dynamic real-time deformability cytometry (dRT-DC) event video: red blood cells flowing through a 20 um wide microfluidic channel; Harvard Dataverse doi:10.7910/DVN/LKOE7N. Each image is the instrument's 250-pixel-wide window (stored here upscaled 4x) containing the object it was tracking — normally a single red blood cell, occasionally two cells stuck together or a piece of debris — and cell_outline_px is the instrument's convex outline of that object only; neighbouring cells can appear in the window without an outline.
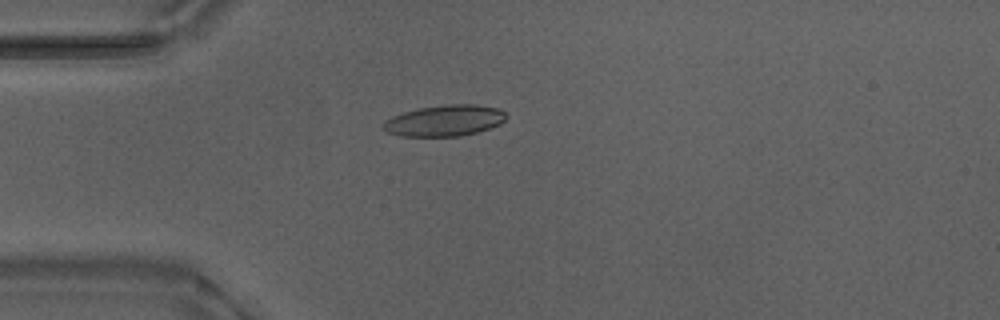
{"species": "Egyptian fruit bat (a non-hibernating species)", "species_latin": "Rousettus aegyptiacus", "temperature_condition": "warm", "stored_images_in_passage": 52, "camera_frame_rate_fps": 3000, "um_per_image_px": 0.085, "animal": {"sex": "male"}, "frame": {"image": 1, "passage_image": 13, "time_ms": 4.0, "image_size_px": [1000, 320], "cell_outline_px": [[508, 116], [500, 124], [476, 132], [460, 136], [400, 136], [388, 132], [380, 128], [384, 120], [392, 116], [404, 112], [420, 108], [448, 104], [476, 104], [496, 108], [504, 112]], "centroid_in_image_um": [37.76, 10.25], "position_along_channel_um": 47.2, "area_um2": 22.25}}
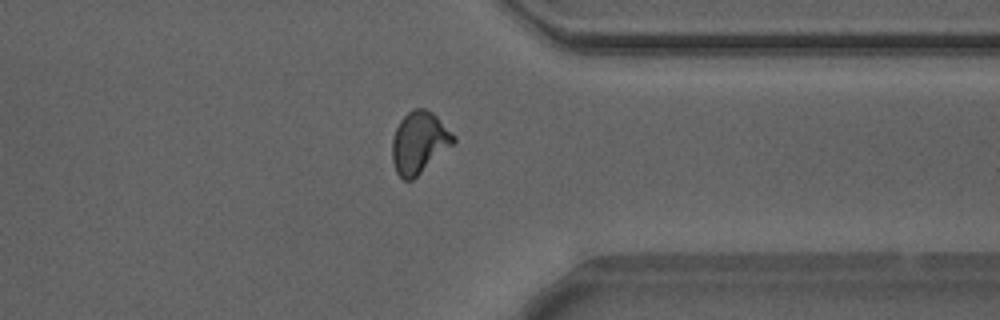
{"frame": {"image": 2, "passage_image": 40, "time_ms": 13.0, "image_size_px": [1000, 320], "cell_outline_px": [[456, 140], [452, 144], [412, 180], [404, 180], [396, 172], [392, 160], [392, 140], [396, 128], [400, 120], [412, 108], [424, 108], [432, 112], [456, 136]], "centroid_in_image_um": [35.61, 12.09], "position_along_channel_um": 375.8, "area_um2": 21.73}}
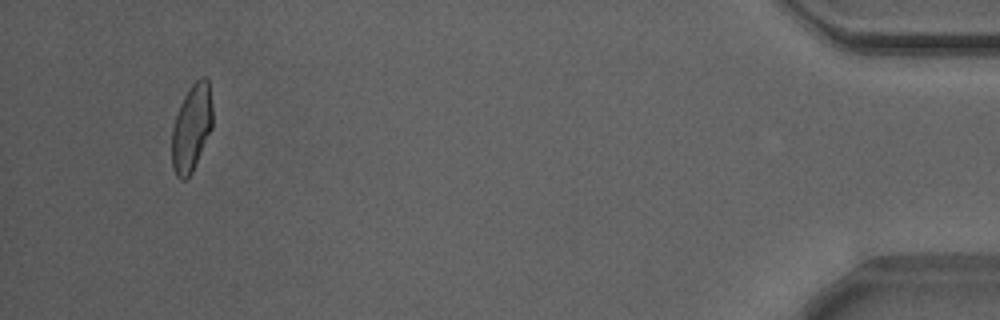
{"frame": {"image": 3, "passage_image": 49, "time_ms": 16.0, "image_size_px": [1000, 320], "cell_outline_px": [[212, 128], [192, 172], [184, 180], [180, 180], [176, 176], [172, 168], [172, 128], [180, 104], [184, 96], [192, 84], [200, 76], [204, 76], [208, 80], [212, 104]], "centroid_in_image_um": [16.28, 10.86], "position_along_channel_um": 418.9, "area_um2": 20.63}, "authors_computed_cell_mechanics": {"area_um2": 21.3282, "velocity_mm_per_s": 3.8768, "shape_relaxation_time_tau1_ms": 4.5219, "shape_relaxation_time_tau2_ms": 1.2576, "deformation_change_tau1": 0.1599, "deformation_change_tau2": 0.0752}}